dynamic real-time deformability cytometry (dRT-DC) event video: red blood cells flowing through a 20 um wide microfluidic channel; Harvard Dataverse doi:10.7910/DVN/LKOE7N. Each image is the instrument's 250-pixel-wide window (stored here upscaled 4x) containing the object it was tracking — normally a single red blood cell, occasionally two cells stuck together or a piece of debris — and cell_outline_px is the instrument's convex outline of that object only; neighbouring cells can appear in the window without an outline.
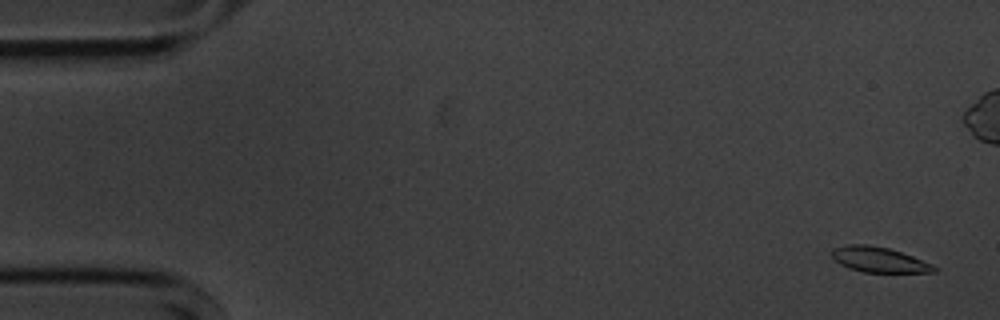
{"species": "common noctule bat (a hibernating species)", "species_latin": "Nyctalus noctula", "temperature_condition": "cold", "stored_images_in_passage": 57, "camera_frame_rate_fps": 3000, "um_per_image_px": 0.085, "animal": {"sex": "male", "body_mass_g": 20.1, "forearm_length_mm": 53.5}, "frame": {"image": 1, "passage_image": 3, "time_ms": 0.667, "image_size_px": [1000, 320], "cell_outline_px": [[940, 268], [936, 272], [864, 272], [848, 268], [840, 264], [832, 256], [832, 248], [848, 244], [868, 244], [888, 248], [912, 256], [932, 264]], "centroid_in_image_um": [74.72, 22.07], "position_along_channel_um": 10.3, "area_um2": 15.03}}
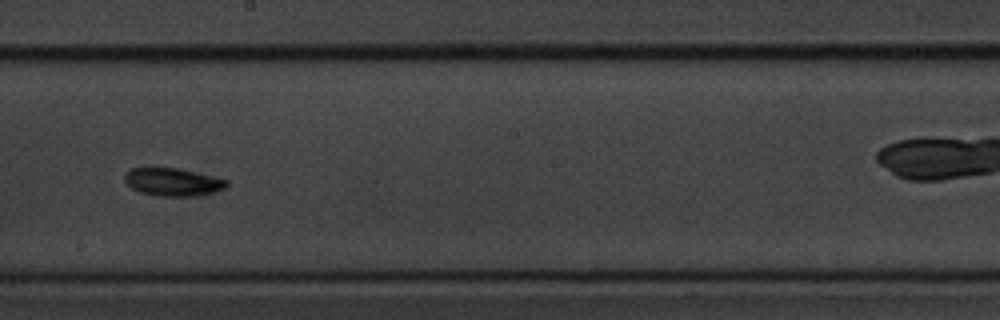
{"frame": {"image": 2, "passage_image": 32, "time_ms": 10.333, "image_size_px": [1000, 320], "cell_outline_px": [[228, 184], [224, 188], [212, 192], [192, 196], [156, 196], [140, 192], [132, 188], [124, 180], [124, 176], [132, 168], [176, 168], [228, 180]], "centroid_in_image_um": [14.66, 15.48], "position_along_channel_um": 233.5, "area_um2": 16.18}}
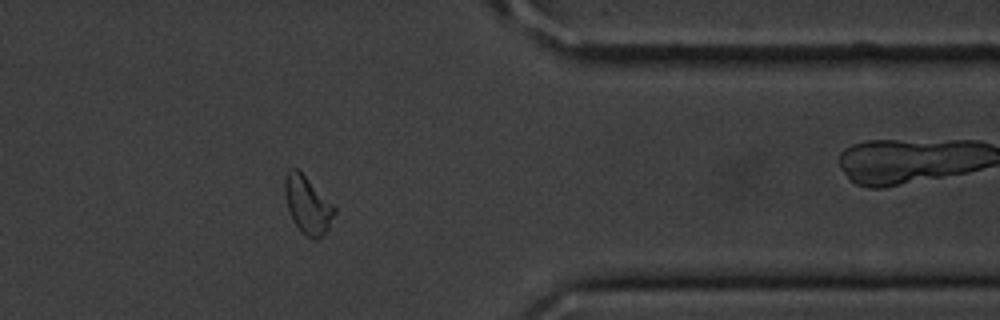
{"frame": {"image": 3, "passage_image": 46, "time_ms": 15.0, "image_size_px": [1000, 320], "cell_outline_px": [[336, 212], [328, 228], [320, 240], [312, 240], [304, 236], [300, 232], [292, 220], [288, 208], [284, 192], [284, 176], [288, 168], [296, 168], [336, 208]], "centroid_in_image_um": [26.12, 17.47], "position_along_channel_um": 385.3, "area_um2": 16.65}, "authors_computed_cell_mechanics": {"area_um2": 16.1262, "velocity_mm_per_s": 3.5827, "shape_relaxation_time_tau1_ms": 3.1959, "shape_relaxation_time_tau2_ms": null, "deformation_change_tau1": 0.1063, "deformation_change_tau2": null}}